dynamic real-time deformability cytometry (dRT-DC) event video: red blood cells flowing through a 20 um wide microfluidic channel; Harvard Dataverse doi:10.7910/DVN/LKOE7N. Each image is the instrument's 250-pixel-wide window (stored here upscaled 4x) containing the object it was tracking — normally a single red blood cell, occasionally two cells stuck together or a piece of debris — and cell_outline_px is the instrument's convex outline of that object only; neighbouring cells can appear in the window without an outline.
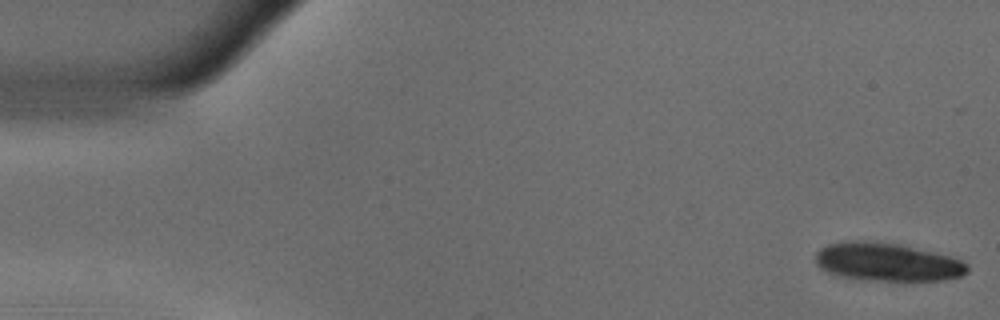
{"species": "common noctule bat (a hibernating species)", "species_latin": "Nyctalus noctula", "temperature_condition": "warm", "stored_images_in_passage": 55, "camera_frame_rate_fps": 3000, "um_per_image_px": 0.085, "animal": {"sex": "male", "body_mass_g": 18.8}, "frame": {"image": 1, "passage_image": 1, "time_ms": 0.0, "image_size_px": [1000, 320], "cell_outline_px": [[968, 272], [960, 276], [944, 280], [868, 280], [840, 276], [828, 272], [820, 268], [816, 264], [816, 252], [820, 248], [828, 244], [852, 240], [856, 240], [900, 244], [948, 256], [960, 260], [968, 264]], "centroid_in_image_um": [75.39, 22.27], "position_along_channel_um": 9.6, "area_um2": 33.52}}
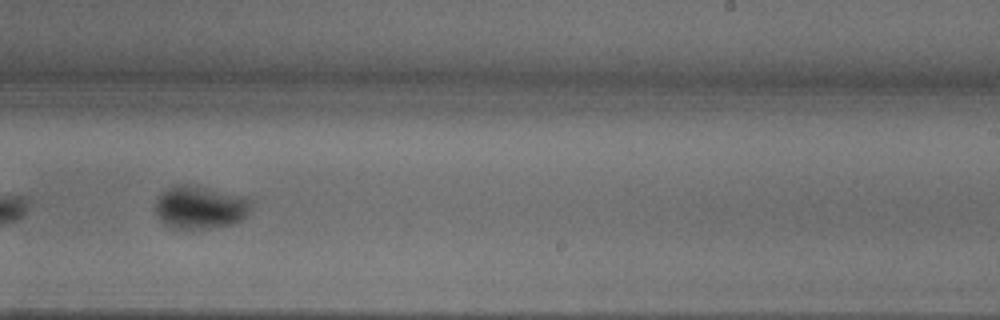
{"frame": {"image": 2, "passage_image": 34, "time_ms": 11.0, "image_size_px": [1000, 320], "cell_outline_px": [[252, 200], [248, 212], [244, 220], [232, 224], [212, 228], [168, 228], [160, 220], [156, 212], [156, 196], [172, 184], [188, 184]], "centroid_in_image_um": [16.94, 17.64], "position_along_channel_um": 272.1, "area_um2": 23.76}}
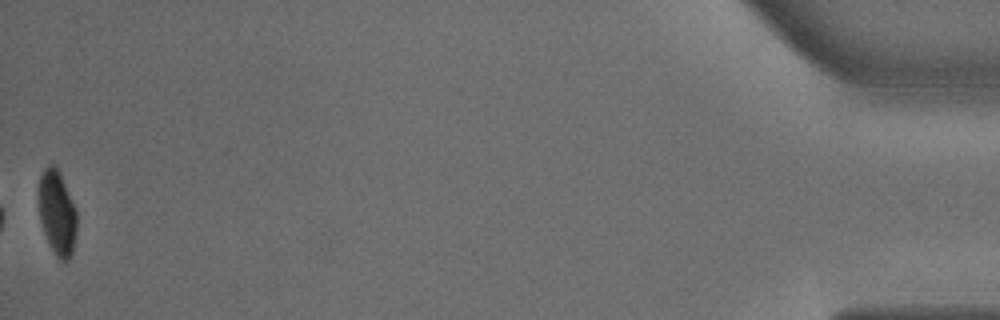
{"frame": {"image": 3, "passage_image": 55, "time_ms": 18.0, "image_size_px": [1000, 320], "cell_outline_px": [[76, 232], [72, 252], [68, 260], [60, 260], [56, 256], [44, 232], [40, 220], [40, 176], [44, 168], [48, 164], [52, 164], [56, 168], [76, 208]], "centroid_in_image_um": [4.87, 18.11], "position_along_channel_um": 430.3, "area_um2": 18.09}, "authors_computed_cell_mechanics": {"area_um2": 24.3338, "velocity_mm_per_s": 3.6455, "shape_relaxation_time_tau1_ms": 4.3883, "shape_relaxation_time_tau2_ms": null, "deformation_change_tau1": 0.1392, "deformation_change_tau2": null}}